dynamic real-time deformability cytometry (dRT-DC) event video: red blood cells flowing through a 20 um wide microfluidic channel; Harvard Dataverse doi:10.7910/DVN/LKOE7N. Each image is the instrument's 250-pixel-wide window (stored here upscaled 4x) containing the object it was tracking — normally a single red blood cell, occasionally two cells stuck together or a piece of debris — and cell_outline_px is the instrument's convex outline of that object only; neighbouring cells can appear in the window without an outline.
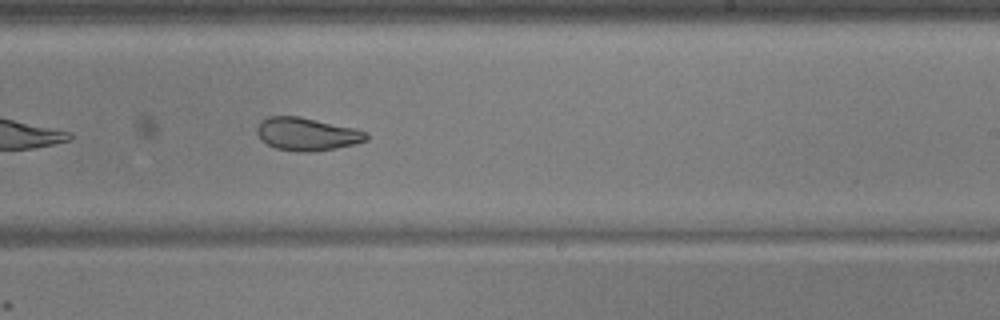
{"species": "common noctule bat (a hibernating species)", "species_latin": "Nyctalus noctula", "temperature_condition": "warm", "stored_images_in_passage": 31, "camera_frame_rate_fps": 3000, "um_per_image_px": 0.085, "animal": {"sex": "male", "body_mass_g": 17.9, "forearm_length_mm": 54.2}, "frame": {"image": 1, "passage_image": 18, "time_ms": 5.667, "image_size_px": [1000, 320], "cell_outline_px": [[368, 140], [336, 148], [312, 152], [296, 152], [276, 148], [268, 144], [256, 132], [256, 128], [260, 120], [268, 116], [300, 116], [356, 128], [368, 132]], "centroid_in_image_um": [26.1, 11.38], "position_along_channel_um": 262.9, "area_um2": 21.1}, "authors_computed_cell_mechanics": {"area_um2": 21.4438, "velocity_mm_per_s": 3.7359, "shape_relaxation_time_tau1_ms": 3.7049, "shape_relaxation_time_tau2_ms": 1.5603, "deformation_change_tau1": 0.1081, "deformation_change_tau2": 0.0832}}